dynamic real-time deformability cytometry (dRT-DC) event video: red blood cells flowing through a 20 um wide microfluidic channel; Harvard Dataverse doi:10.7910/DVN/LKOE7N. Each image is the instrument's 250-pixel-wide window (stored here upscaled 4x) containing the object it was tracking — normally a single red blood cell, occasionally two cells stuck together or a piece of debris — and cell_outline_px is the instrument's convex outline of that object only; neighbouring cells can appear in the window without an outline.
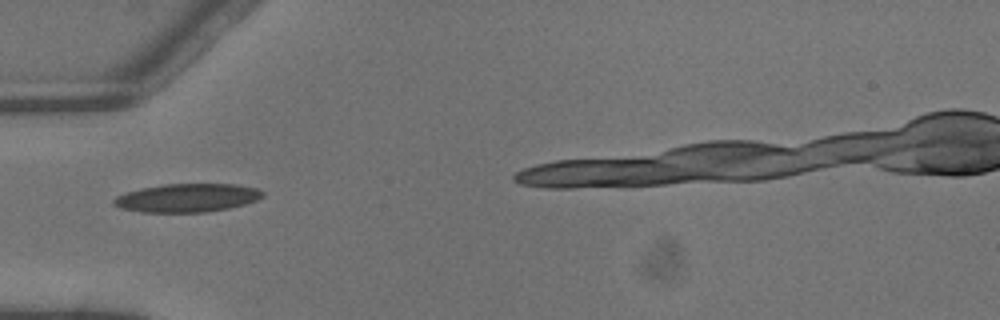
{"species": "common noctule bat (a hibernating species)", "species_latin": "Nyctalus noctula", "temperature_condition": "warm", "stored_images_in_passage": 1, "camera_frame_rate_fps": 3000, "um_per_image_px": 0.085, "animal": {"sex": "male", "body_mass_g": 13.3}, "frame": {"image": 1, "passage_image": 1, "time_ms": 0.0, "image_size_px": [1000, 320], "cell_outline_px": [[264, 196], [256, 200], [244, 204], [228, 208], [204, 212], [140, 212], [120, 208], [112, 204], [112, 200], [116, 196], [140, 188], [164, 184], [236, 184], [256, 188], [264, 192]], "centroid_in_image_um": [15.88, 16.81], "position_along_channel_um": 69.1, "area_um2": 24.62}}